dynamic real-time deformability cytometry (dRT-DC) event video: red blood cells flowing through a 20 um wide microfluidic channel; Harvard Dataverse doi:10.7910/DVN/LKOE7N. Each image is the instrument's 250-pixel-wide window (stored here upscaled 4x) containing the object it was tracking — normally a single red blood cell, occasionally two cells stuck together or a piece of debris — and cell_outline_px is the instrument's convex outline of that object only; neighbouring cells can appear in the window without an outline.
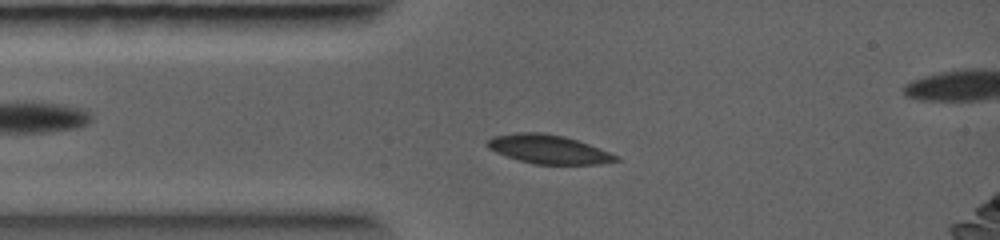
{"species": "common noctule bat (a hibernating species)", "species_latin": "Nyctalus noctula", "temperature_condition": "warm", "stored_images_in_passage": 40, "camera_frame_rate_fps": 5000, "um_per_image_px": 0.085, "animal": {"sex": "female", "body_mass_g": 19.0, "forearm_length_mm": 56.7}, "frame": {"image": 1, "passage_image": 6, "time_ms": 1.2, "image_size_px": [1000, 240], "cell_outline_px": [[620, 160], [600, 164], [532, 164], [496, 152], [488, 148], [484, 144], [492, 136], [516, 132], [544, 132], [564, 136], [588, 144], [620, 156]], "centroid_in_image_um": [46.61, 12.68], "position_along_channel_um": 38.4, "area_um2": 21.62}}
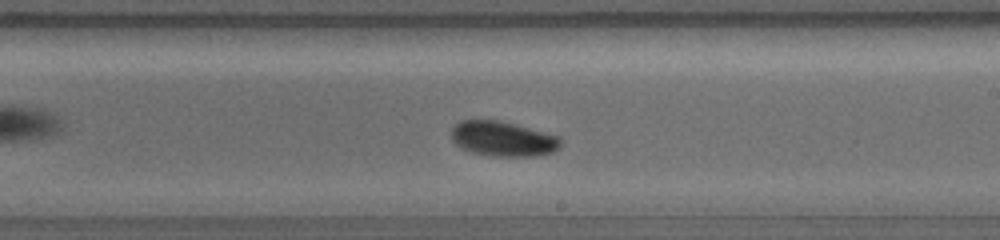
{"frame": {"image": 2, "passage_image": 20, "time_ms": 4.8, "image_size_px": [1000, 240], "cell_outline_px": [[564, 140], [560, 148], [552, 152], [536, 156], [492, 156], [468, 152], [460, 148], [452, 140], [452, 128], [460, 120], [500, 120], [560, 136]], "centroid_in_image_um": [42.77, 11.8], "position_along_channel_um": 246.2, "area_um2": 22.6}}
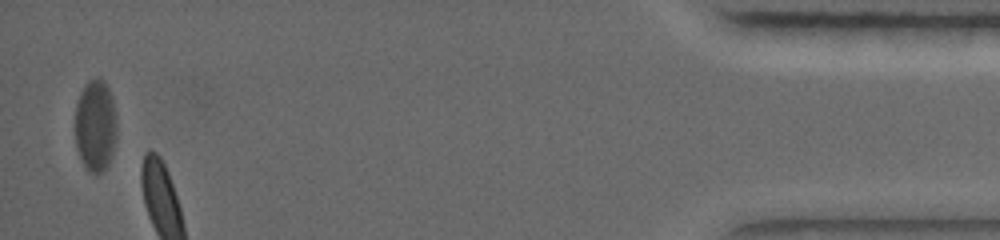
{"frame": {"image": 3, "passage_image": 38, "time_ms": 9.2, "image_size_px": [1000, 240], "cell_outline_px": [[116, 140], [108, 164], [100, 172], [92, 172], [84, 164], [76, 148], [76, 104], [80, 92], [84, 84], [88, 80], [96, 76], [100, 76], [104, 80], [112, 96], [116, 112]], "centroid_in_image_um": [8.13, 10.58], "position_along_channel_um": 427.1, "area_um2": 22.37}}